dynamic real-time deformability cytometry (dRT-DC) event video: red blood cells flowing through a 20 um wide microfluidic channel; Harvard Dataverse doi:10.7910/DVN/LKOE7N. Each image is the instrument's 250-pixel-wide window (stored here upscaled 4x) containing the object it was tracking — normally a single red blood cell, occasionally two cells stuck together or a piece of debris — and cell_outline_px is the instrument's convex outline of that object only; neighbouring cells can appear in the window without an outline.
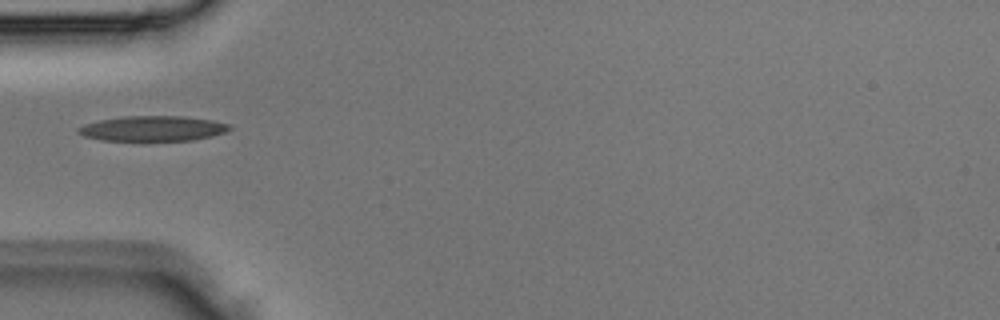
{"species": "Egyptian fruit bat (a non-hibernating species)", "species_latin": "Rousettus aegyptiacus", "temperature_condition": "room temperature", "stored_images_in_passage": 4, "camera_frame_rate_fps": 3000, "um_per_image_px": 0.085, "animal": {"sex": "male"}, "frame": {"image": 1, "passage_image": 4, "time_ms": 1.0, "image_size_px": [1000, 320], "cell_outline_px": [[232, 128], [224, 132], [212, 136], [192, 140], [140, 144], [100, 140], [84, 136], [76, 132], [76, 128], [84, 124], [100, 120], [124, 116], [184, 116], [212, 120], [232, 124]], "centroid_in_image_um": [12.94, 10.98], "position_along_channel_um": 72.1, "area_um2": 23.52}}